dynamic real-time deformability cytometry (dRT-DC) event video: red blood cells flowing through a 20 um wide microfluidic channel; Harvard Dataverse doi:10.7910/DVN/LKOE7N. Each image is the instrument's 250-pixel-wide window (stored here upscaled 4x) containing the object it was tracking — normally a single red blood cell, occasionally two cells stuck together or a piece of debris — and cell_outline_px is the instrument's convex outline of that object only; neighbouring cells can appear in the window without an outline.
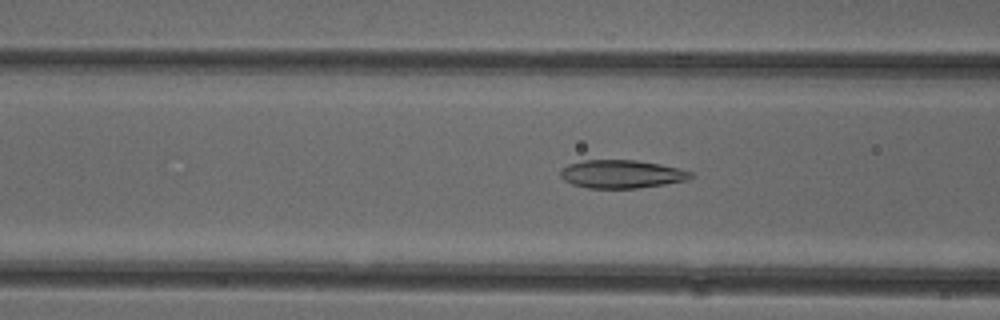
{"species": "common noctule bat (a hibernating species)", "species_latin": "Nyctalus noctula", "temperature_condition": "cold", "stored_images_in_passage": 52, "camera_frame_rate_fps": 3000, "um_per_image_px": 0.085, "animal": {"sex": "female"}, "frame": {"image": 1, "passage_image": 20, "time_ms": 6.333, "image_size_px": [1000, 320], "cell_outline_px": [[696, 176], [684, 180], [664, 184], [636, 188], [588, 188], [572, 184], [564, 180], [560, 176], [560, 172], [568, 164], [584, 160], [636, 160], [660, 164], [680, 168], [692, 172]], "centroid_in_image_um": [52.84, 14.79], "position_along_channel_um": 113.8, "area_um2": 21.33}}
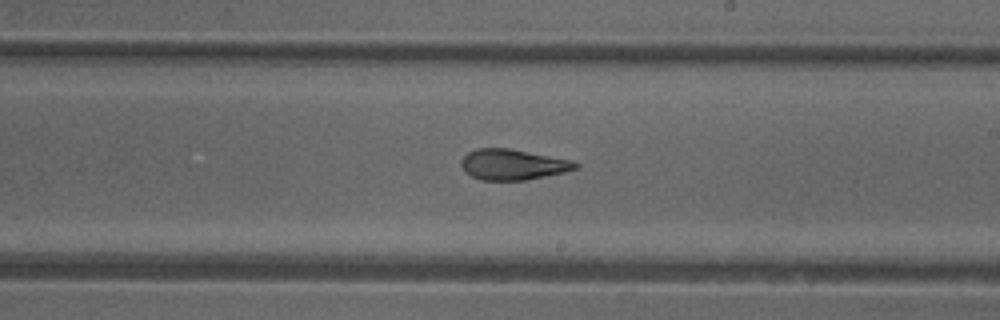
{"frame": {"image": 2, "passage_image": 30, "time_ms": 9.667, "image_size_px": [1000, 320], "cell_outline_px": [[580, 168], [564, 172], [524, 180], [480, 180], [464, 172], [460, 164], [460, 160], [468, 152], [476, 148], [508, 148], [576, 160], [580, 164]], "centroid_in_image_um": [43.61, 13.97], "position_along_channel_um": 245.4, "area_um2": 20.69}}
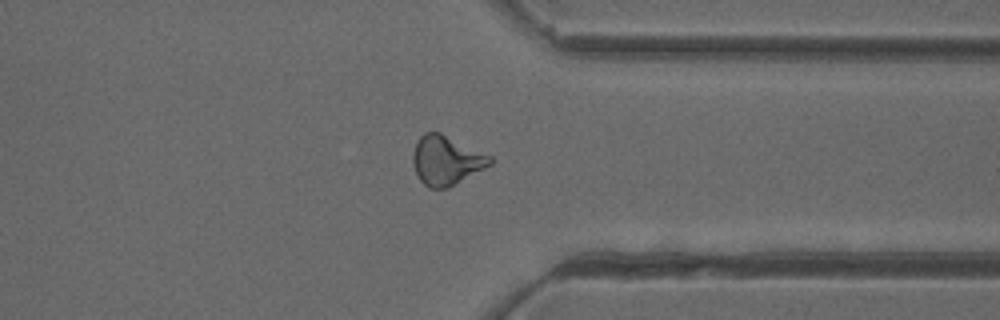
{"frame": {"image": 3, "passage_image": 40, "time_ms": 13.0, "image_size_px": [1000, 320], "cell_outline_px": [[492, 164], [448, 188], [428, 188], [420, 180], [412, 164], [412, 152], [420, 136], [424, 132], [440, 132], [492, 156]], "centroid_in_image_um": [37.92, 13.62], "position_along_channel_um": 373.5, "area_um2": 22.14}, "authors_computed_cell_mechanics": {"area_um2": 22.0218, "velocity_mm_per_s": 3.941, "shape_relaxation_time_tau1_ms": null, "shape_relaxation_time_tau2_ms": 2.4698, "deformation_change_tau1": null, "deformation_change_tau2": 0.0989}}